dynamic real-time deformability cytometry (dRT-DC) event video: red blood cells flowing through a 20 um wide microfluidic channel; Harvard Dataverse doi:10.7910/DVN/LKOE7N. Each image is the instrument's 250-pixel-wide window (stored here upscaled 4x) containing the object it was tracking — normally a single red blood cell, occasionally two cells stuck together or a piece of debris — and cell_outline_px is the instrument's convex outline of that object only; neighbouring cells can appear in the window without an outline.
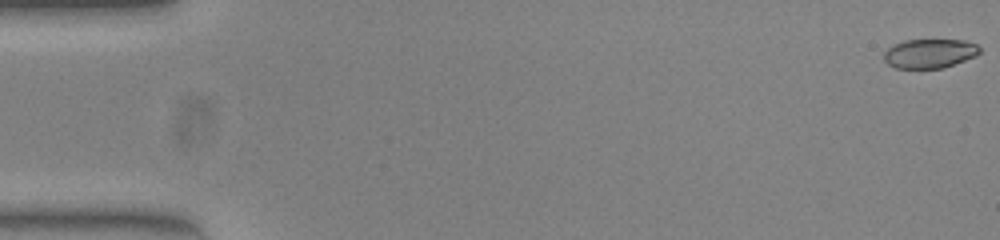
{"species": "common noctule bat (a hibernating species)", "species_latin": "Nyctalus noctula", "temperature_condition": "warm", "stored_images_in_passage": 53, "camera_frame_rate_fps": 3000, "um_per_image_px": 0.085, "animal": {"sex": "female", "body_mass_g": 23.0, "forearm_length_mm": 53.4}, "frame": {"image": 1, "passage_image": 1, "time_ms": 0.0, "image_size_px": [1000, 240], "cell_outline_px": [[980, 52], [976, 56], [940, 68], [896, 68], [888, 64], [884, 60], [884, 52], [892, 44], [904, 40], [964, 40], [976, 44], [980, 48]], "centroid_in_image_um": [78.99, 4.53], "position_along_channel_um": 6.0, "area_um2": 16.18}}
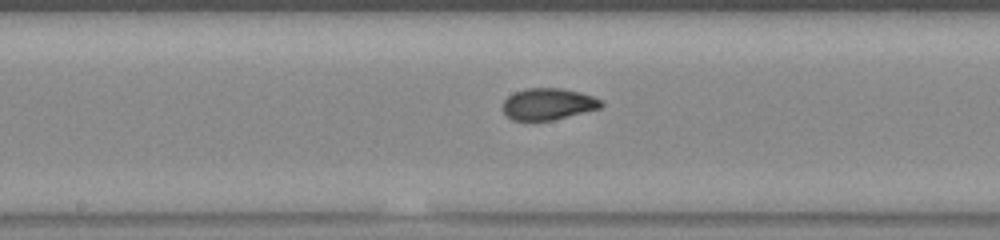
{"frame": {"image": 2, "passage_image": 28, "time_ms": 9.0, "image_size_px": [1000, 240], "cell_outline_px": [[604, 104], [600, 108], [552, 120], [512, 120], [500, 108], [504, 100], [508, 96], [516, 92], [528, 88], [560, 88], [580, 92], [592, 96], [600, 100]], "centroid_in_image_um": [46.56, 8.84], "position_along_channel_um": 201.6, "area_um2": 17.98}}
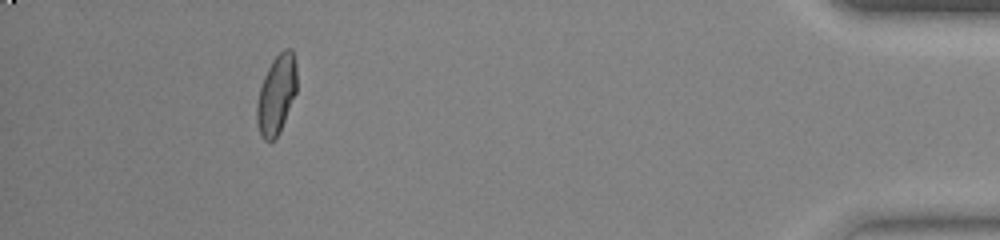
{"frame": {"image": 3, "passage_image": 49, "time_ms": 16.0, "image_size_px": [1000, 240], "cell_outline_px": [[296, 92], [280, 132], [276, 140], [264, 140], [260, 132], [256, 120], [256, 104], [260, 88], [264, 76], [272, 60], [284, 48], [292, 48], [296, 64]], "centroid_in_image_um": [23.5, 8.03], "position_along_channel_um": 411.7, "area_um2": 18.44}, "authors_computed_cell_mechanics": {"area_um2": 18.2648, "velocity_mm_per_s": 3.9086, "shape_relaxation_time_tau1_ms": 4.6302, "shape_relaxation_time_tau2_ms": 0.9964, "deformation_change_tau1": 0.1649, "deformation_change_tau2": 0.0477}}